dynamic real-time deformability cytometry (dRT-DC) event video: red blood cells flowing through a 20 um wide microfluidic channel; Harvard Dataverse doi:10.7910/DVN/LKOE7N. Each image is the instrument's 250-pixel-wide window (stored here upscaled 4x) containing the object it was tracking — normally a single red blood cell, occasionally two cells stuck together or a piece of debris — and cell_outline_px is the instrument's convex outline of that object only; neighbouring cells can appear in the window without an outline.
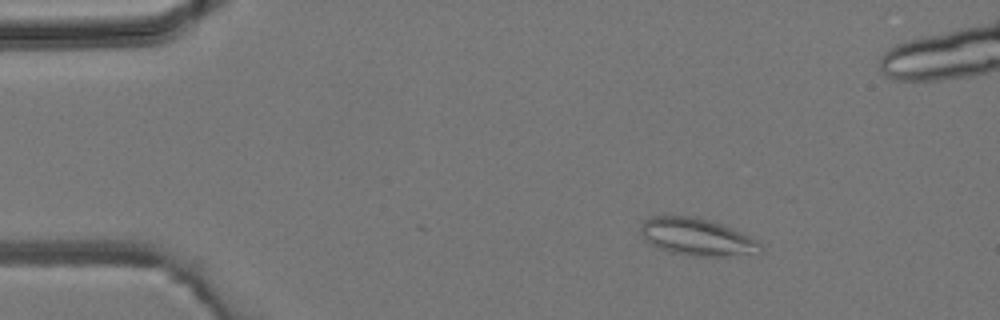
{"species": "common noctule bat (a hibernating species)", "species_latin": "Nyctalus noctula", "temperature_condition": "room temperature", "stored_images_in_passage": 4, "camera_frame_rate_fps": 3000, "um_per_image_px": 0.085, "animal": {"sex": "male", "body_mass_g": 19.2, "forearm_length_mm": 51.8}, "frame": {"image": 1, "passage_image": 1, "time_ms": 0.0, "image_size_px": [1000, 320], "cell_outline_px": [[764, 252], [728, 256], [692, 256], [668, 252], [656, 248], [640, 232], [640, 224], [644, 220], [652, 216], [688, 216], [708, 220], [732, 228], [756, 240], [764, 248]], "centroid_in_image_um": [59.23, 20.16], "position_along_channel_um": 25.8, "area_um2": 25.89}}